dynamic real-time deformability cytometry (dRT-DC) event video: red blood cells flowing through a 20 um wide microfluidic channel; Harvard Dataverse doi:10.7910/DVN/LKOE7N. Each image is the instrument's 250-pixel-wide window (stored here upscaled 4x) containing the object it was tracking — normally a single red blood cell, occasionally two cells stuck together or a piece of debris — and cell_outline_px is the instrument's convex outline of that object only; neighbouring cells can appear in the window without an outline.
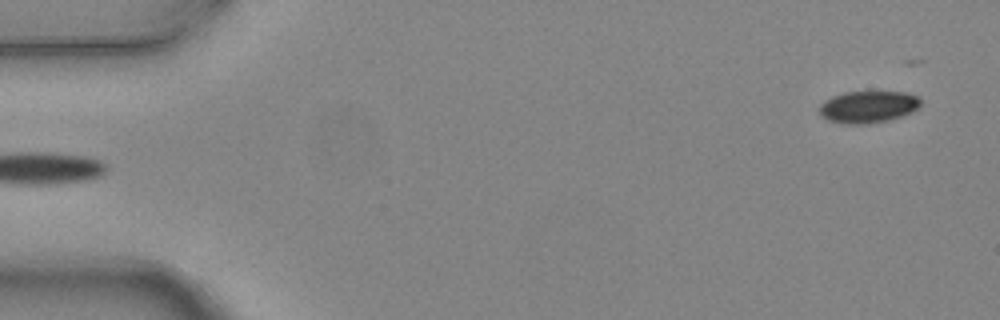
{"species": "common noctule bat (a hibernating species)", "species_latin": "Nyctalus noctula", "temperature_condition": "warm", "stored_images_in_passage": 5, "camera_frame_rate_fps": 3000, "um_per_image_px": 0.085, "animal": {"sex": "female", "body_mass_g": 24.6, "forearm_length_mm": 56.2}, "frame": {"image": 1, "passage_image": 5, "time_ms": 1.333, "image_size_px": [1000, 320], "cell_outline_px": [[920, 104], [912, 112], [888, 120], [864, 124], [844, 124], [828, 120], [820, 116], [820, 104], [824, 100], [832, 96], [844, 92], [904, 92], [916, 96], [920, 100]], "centroid_in_image_um": [73.74, 9.08], "position_along_channel_um": 11.3, "area_um2": 18.73}}